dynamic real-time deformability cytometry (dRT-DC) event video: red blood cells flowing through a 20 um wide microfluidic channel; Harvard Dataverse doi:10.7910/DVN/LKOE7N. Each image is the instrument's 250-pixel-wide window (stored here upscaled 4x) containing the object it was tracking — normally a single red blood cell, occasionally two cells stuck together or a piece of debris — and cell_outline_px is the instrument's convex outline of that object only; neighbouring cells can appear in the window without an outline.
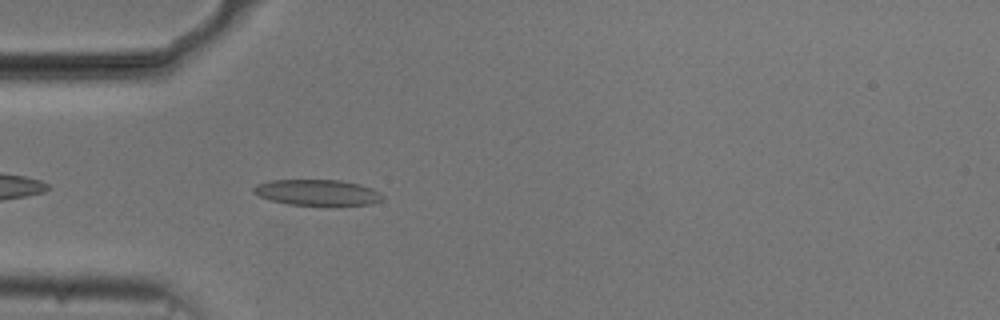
{"species": "common noctule bat (a hibernating species)", "species_latin": "Nyctalus noctula", "temperature_condition": "cold", "stored_images_in_passage": 41, "camera_frame_rate_fps": 3000, "um_per_image_px": 0.085, "animal": {"sex": "male", "body_mass_g": 20.5, "forearm_length_mm": 52.5}, "frame": {"image": 1, "passage_image": 3, "time_ms": 0.667, "image_size_px": [1000, 320], "cell_outline_px": [[384, 196], [380, 200], [368, 204], [332, 208], [288, 204], [272, 200], [260, 196], [252, 192], [252, 188], [256, 184], [272, 180], [340, 180], [360, 184], [372, 188], [380, 192]], "centroid_in_image_um": [27.0, 16.4], "position_along_channel_um": 58.0, "area_um2": 20.17}}
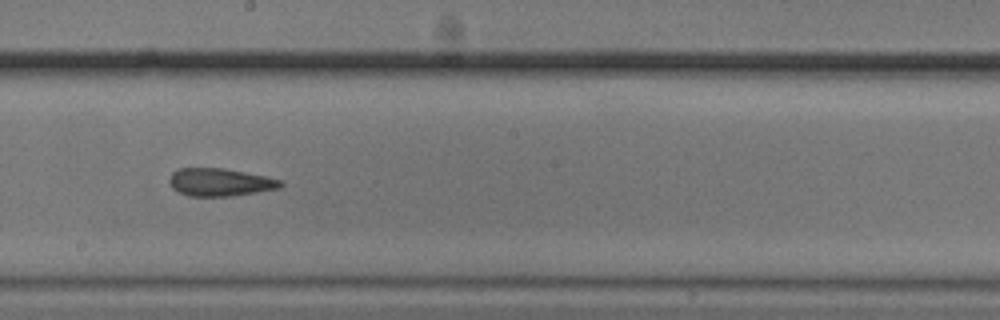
{"frame": {"image": 2, "passage_image": 17, "time_ms": 5.333, "image_size_px": [1000, 320], "cell_outline_px": [[284, 184], [280, 188], [232, 196], [188, 196], [172, 188], [168, 180], [172, 172], [180, 168], [224, 168], [284, 180]], "centroid_in_image_um": [18.71, 15.49], "position_along_channel_um": 229.5, "area_um2": 18.03}}
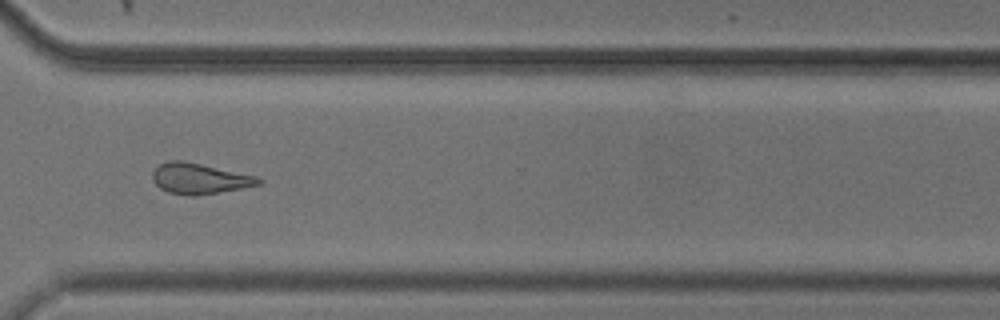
{"frame": {"image": 3, "passage_image": 27, "time_ms": 8.667, "image_size_px": [1000, 320], "cell_outline_px": [[264, 180], [260, 184], [240, 188], [196, 196], [192, 196], [168, 192], [160, 188], [152, 180], [152, 172], [160, 164], [168, 160], [180, 160], [200, 164], [256, 176]], "centroid_in_image_um": [16.92, 15.18], "position_along_channel_um": 353.7, "area_um2": 18.67}, "authors_computed_cell_mechanics": {"area_um2": 18.6116, "velocity_mm_per_s": 3.7375, "shape_relaxation_time_tau1_ms": null, "shape_relaxation_time_tau2_ms": 4.0735, "deformation_change_tau1": null, "deformation_change_tau2": 0.1302}}